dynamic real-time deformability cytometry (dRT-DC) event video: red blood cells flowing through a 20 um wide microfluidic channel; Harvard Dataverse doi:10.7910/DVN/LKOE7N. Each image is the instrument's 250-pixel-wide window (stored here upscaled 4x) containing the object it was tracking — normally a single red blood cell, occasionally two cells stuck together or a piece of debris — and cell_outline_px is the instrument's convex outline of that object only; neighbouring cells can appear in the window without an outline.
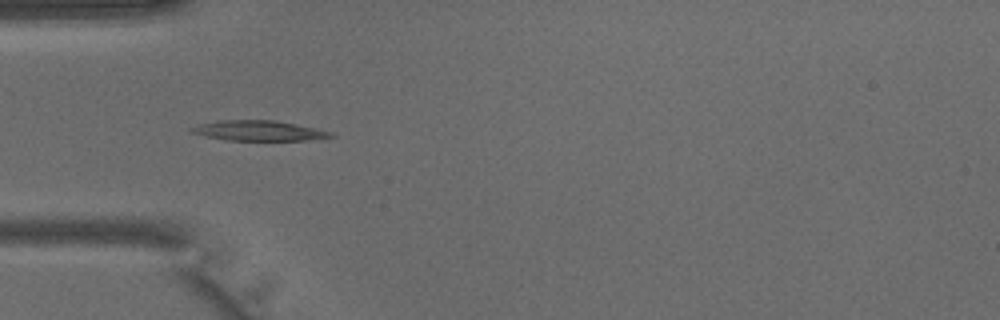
{"species": "common noctule bat (a hibernating species)", "species_latin": "Nyctalus noctula", "temperature_condition": "warm", "stored_images_in_passage": 30, "camera_frame_rate_fps": 3000, "um_per_image_px": 0.085, "animal": {"sex": "male", "body_mass_g": 15.6}, "frame": {"image": 1, "passage_image": 1, "time_ms": 0.0, "image_size_px": [1000, 320], "cell_outline_px": [[336, 136], [308, 140], [224, 140], [204, 136], [188, 132], [188, 128], [200, 124], [216, 120], [272, 120], [332, 132]], "centroid_in_image_um": [21.88, 11.11], "position_along_channel_um": 63.1, "area_um2": 16.24}}
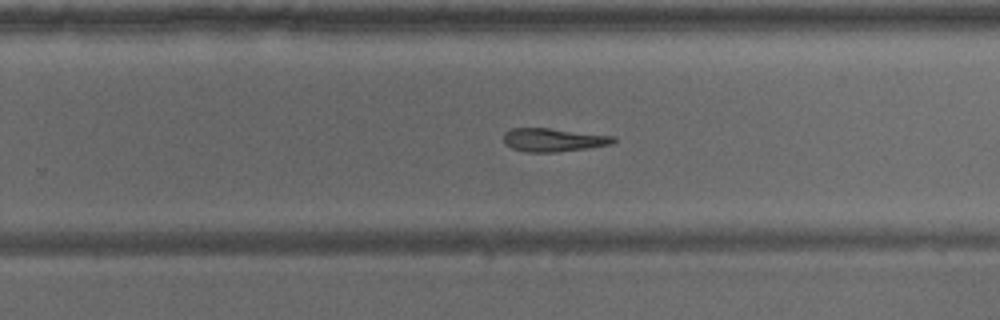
{"frame": {"image": 2, "passage_image": 15, "time_ms": 4.667, "image_size_px": [1000, 320], "cell_outline_px": [[616, 140], [612, 144], [588, 148], [556, 152], [528, 152], [512, 148], [504, 144], [504, 132], [512, 128], [548, 128], [616, 136]], "centroid_in_image_um": [47.04, 11.89], "position_along_channel_um": 282.8, "area_um2": 14.97}}
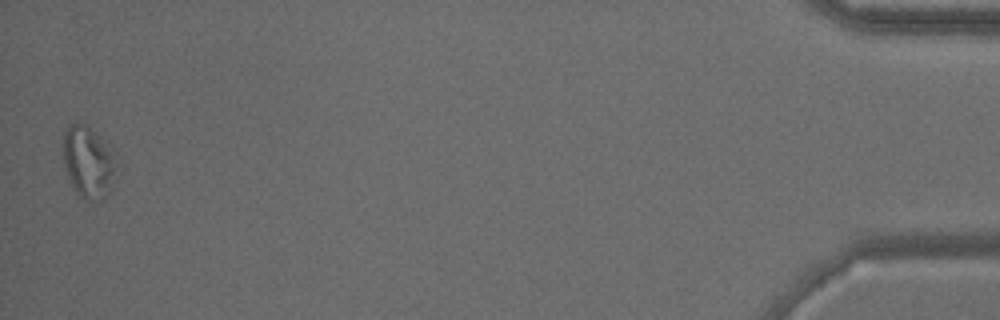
{"frame": {"image": 3, "passage_image": 30, "time_ms": 9.667, "image_size_px": [1000, 320], "cell_outline_px": [[112, 188], [100, 200], [84, 200], [76, 192], [68, 180], [64, 164], [64, 132], [72, 124], [84, 124], [96, 132], [100, 136], [112, 156]], "centroid_in_image_um": [7.43, 13.81], "position_along_channel_um": 427.8, "area_um2": 21.21}}